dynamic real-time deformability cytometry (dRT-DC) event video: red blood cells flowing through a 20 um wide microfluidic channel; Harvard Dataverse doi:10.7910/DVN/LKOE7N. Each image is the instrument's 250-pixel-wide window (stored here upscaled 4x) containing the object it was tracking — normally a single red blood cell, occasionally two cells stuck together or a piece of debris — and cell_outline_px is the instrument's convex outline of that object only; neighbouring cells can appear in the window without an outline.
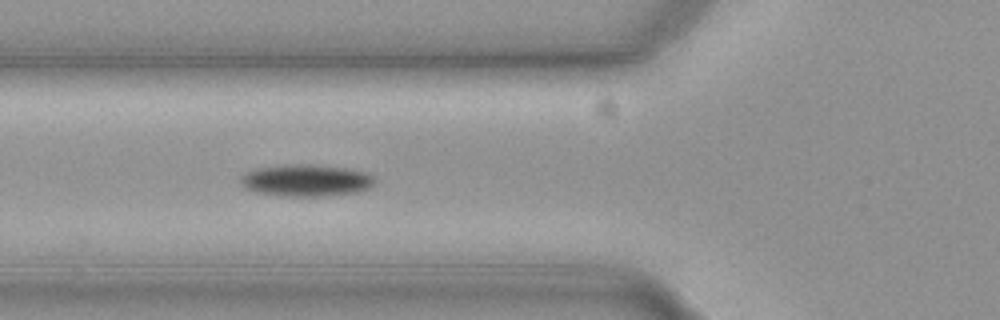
{"species": "common noctule bat (a hibernating species)", "species_latin": "Nyctalus noctula", "temperature_condition": "cold", "stored_images_in_passage": 15, "camera_frame_rate_fps": 3000, "um_per_image_px": 0.085, "animal": {"sex": "female", "body_mass_g": 19.3, "forearm_length_mm": 54.1}, "frame": {"image": 1, "passage_image": 9, "time_ms": 2.667, "image_size_px": [1000, 320], "cell_outline_px": [[376, 180], [368, 188], [360, 192], [324, 196], [284, 196], [256, 192], [244, 188], [240, 184], [240, 180], [248, 172], [260, 168], [304, 164], [348, 168], [368, 172]], "centroid_in_image_um": [26.08, 15.35], "position_along_channel_um": 99.7, "area_um2": 24.62}}
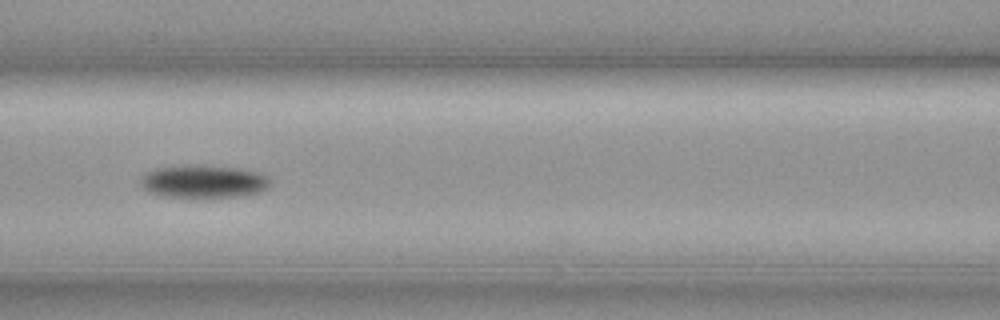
{"frame": {"image": 2, "passage_image": 13, "time_ms": 4.0, "image_size_px": [1000, 320], "cell_outline_px": [[272, 180], [268, 188], [260, 192], [240, 196], [164, 196], [148, 192], [140, 184], [140, 180], [148, 172], [156, 168], [188, 164], [204, 164], [240, 168], [260, 172], [268, 176]], "centroid_in_image_um": [17.36, 15.39], "position_along_channel_um": 149.2, "area_um2": 24.97}}